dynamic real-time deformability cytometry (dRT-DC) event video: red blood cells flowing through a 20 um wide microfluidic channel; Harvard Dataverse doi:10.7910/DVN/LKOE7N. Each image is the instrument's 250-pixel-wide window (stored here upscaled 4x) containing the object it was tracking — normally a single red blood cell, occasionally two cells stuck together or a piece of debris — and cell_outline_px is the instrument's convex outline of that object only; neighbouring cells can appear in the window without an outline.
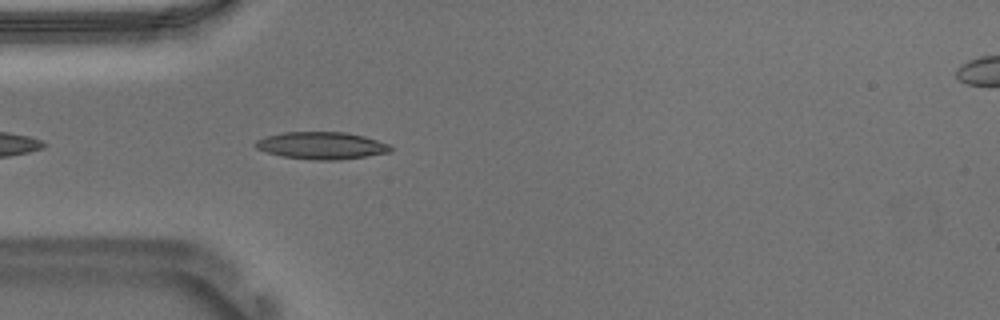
{"species": "Egyptian fruit bat (a non-hibernating species)", "species_latin": "Rousettus aegyptiacus", "temperature_condition": "warm", "stored_images_in_passage": 14, "camera_frame_rate_fps": 3000, "um_per_image_px": 0.085, "animal": {"sex": "male"}, "frame": {"image": 1, "passage_image": 3, "time_ms": 0.667, "image_size_px": [1000, 320], "cell_outline_px": [[392, 148], [388, 152], [364, 156], [336, 160], [312, 160], [284, 156], [268, 152], [256, 148], [252, 144], [256, 140], [268, 136], [284, 132], [344, 132], [364, 136], [388, 144]], "centroid_in_image_um": [27.29, 12.36], "position_along_channel_um": 57.7, "area_um2": 21.1}}
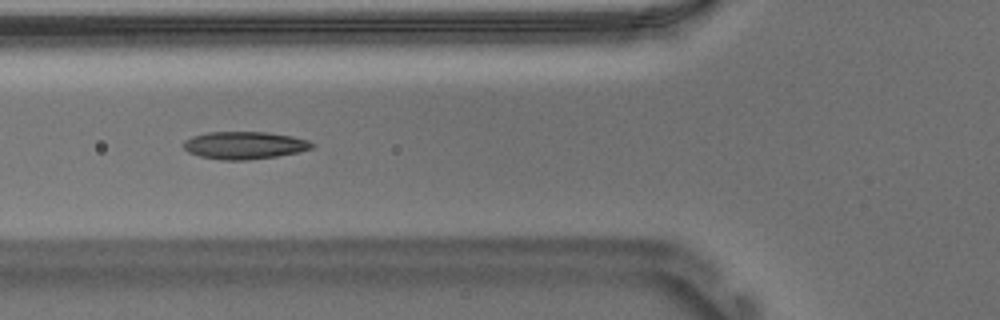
{"frame": {"image": 2, "passage_image": 7, "time_ms": 2.0, "image_size_px": [1000, 320], "cell_outline_px": [[316, 144], [312, 148], [300, 152], [276, 156], [248, 160], [220, 160], [200, 156], [188, 152], [184, 148], [184, 140], [192, 136], [208, 132], [268, 132], [292, 136], [308, 140]], "centroid_in_image_um": [20.79, 12.35], "position_along_channel_um": 105.0, "area_um2": 20.69}}